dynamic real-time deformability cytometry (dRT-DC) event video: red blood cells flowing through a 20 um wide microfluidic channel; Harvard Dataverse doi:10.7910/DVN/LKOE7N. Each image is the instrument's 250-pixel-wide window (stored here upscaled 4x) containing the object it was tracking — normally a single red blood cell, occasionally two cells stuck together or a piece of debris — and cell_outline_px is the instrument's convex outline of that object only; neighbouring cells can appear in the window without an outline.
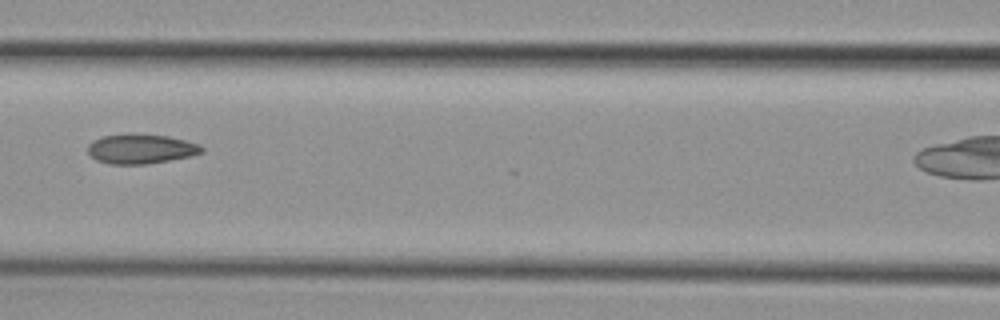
{"species": "common noctule bat (a hibernating species)", "species_latin": "Nyctalus noctula", "temperature_condition": "cold", "stored_images_in_passage": 9, "camera_frame_rate_fps": 3000, "um_per_image_px": 0.085, "animal": {"sex": "female", "body_mass_g": 29.2, "forearm_length_mm": 56.3}, "frame": {"image": 1, "passage_image": 7, "time_ms": 7.667, "image_size_px": [1000, 320], "cell_outline_px": [[204, 152], [192, 156], [148, 164], [108, 164], [96, 160], [88, 152], [88, 144], [92, 140], [104, 136], [128, 132], [132, 132], [168, 136], [200, 144], [204, 148]], "centroid_in_image_um": [11.98, 12.64], "position_along_channel_um": 154.6, "area_um2": 20.11}}
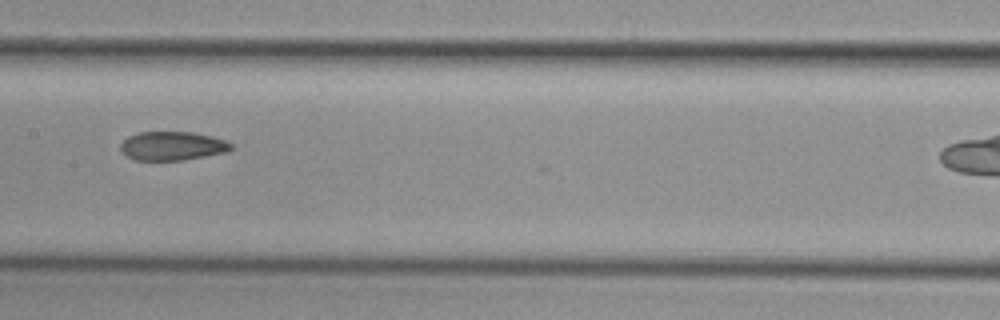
{"frame": {"image": 2, "passage_image": 8, "time_ms": 8.667, "image_size_px": [1000, 320], "cell_outline_px": [[232, 148], [224, 152], [184, 160], [136, 160], [128, 156], [120, 148], [120, 144], [128, 136], [140, 132], [192, 132], [212, 136], [228, 140], [232, 144]], "centroid_in_image_um": [14.67, 12.39], "position_along_channel_um": 192.7, "area_um2": 18.44}}